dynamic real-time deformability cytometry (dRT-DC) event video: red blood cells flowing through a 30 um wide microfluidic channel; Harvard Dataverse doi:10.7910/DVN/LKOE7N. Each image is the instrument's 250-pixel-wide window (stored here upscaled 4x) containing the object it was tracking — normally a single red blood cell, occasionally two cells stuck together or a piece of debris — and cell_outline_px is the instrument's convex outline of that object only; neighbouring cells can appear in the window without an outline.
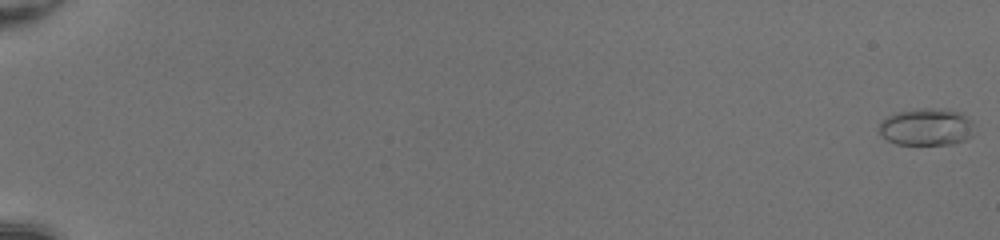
{"species": "common noctule bat (a hibernating species)", "species_latin": "Nyctalus noctula", "temperature_condition": "room temperature", "stored_images_in_passage": 53, "camera_frame_rate_fps": 3000, "um_per_image_px": 0.085, "animal": {"sex": "female", "body_mass_g": 20.0, "forearm_length_mm": 54.0}, "frame": {"image": 1, "passage_image": 1, "time_ms": 0.0, "image_size_px": [1000, 240], "cell_outline_px": [[972, 136], [964, 140], [952, 144], [896, 144], [880, 136], [880, 124], [888, 116], [896, 112], [916, 108], [944, 108], [960, 112], [972, 120]], "centroid_in_image_um": [78.76, 10.78], "position_along_channel_um": 6.2, "area_um2": 20.69}}
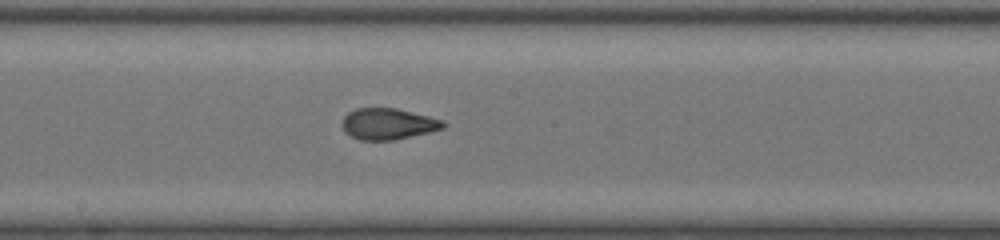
{"frame": {"image": 2, "passage_image": 32, "time_ms": 10.333, "image_size_px": [1000, 240], "cell_outline_px": [[448, 124], [444, 128], [428, 132], [392, 140], [360, 140], [344, 132], [344, 116], [348, 112], [356, 108], [396, 108], [444, 120]], "centroid_in_image_um": [33.01, 10.52], "position_along_channel_um": 215.2, "area_um2": 18.21}}
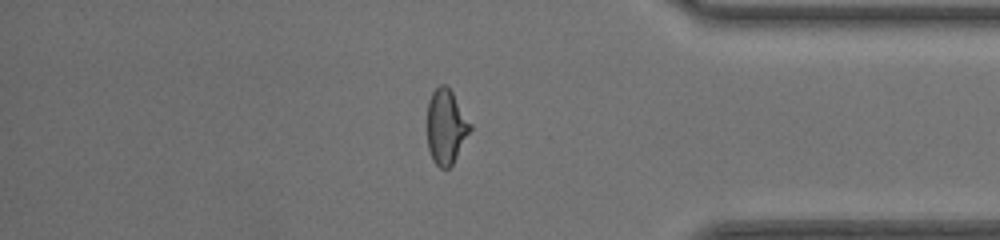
{"frame": {"image": 3, "passage_image": 46, "time_ms": 15.0, "image_size_px": [1000, 240], "cell_outline_px": [[472, 128], [452, 164], [448, 168], [440, 168], [432, 160], [428, 148], [428, 100], [432, 92], [440, 84], [444, 84], [452, 92], [472, 124]], "centroid_in_image_um": [37.91, 10.77], "position_along_channel_um": 397.3, "area_um2": 18.55}, "authors_computed_cell_mechanics": {"area_um2": 19.0162, "velocity_mm_per_s": 4.2417, "shape_relaxation_time_tau1_ms": null, "shape_relaxation_time_tau2_ms": 1.0189, "deformation_change_tau1": null, "deformation_change_tau2": 0.0726}}